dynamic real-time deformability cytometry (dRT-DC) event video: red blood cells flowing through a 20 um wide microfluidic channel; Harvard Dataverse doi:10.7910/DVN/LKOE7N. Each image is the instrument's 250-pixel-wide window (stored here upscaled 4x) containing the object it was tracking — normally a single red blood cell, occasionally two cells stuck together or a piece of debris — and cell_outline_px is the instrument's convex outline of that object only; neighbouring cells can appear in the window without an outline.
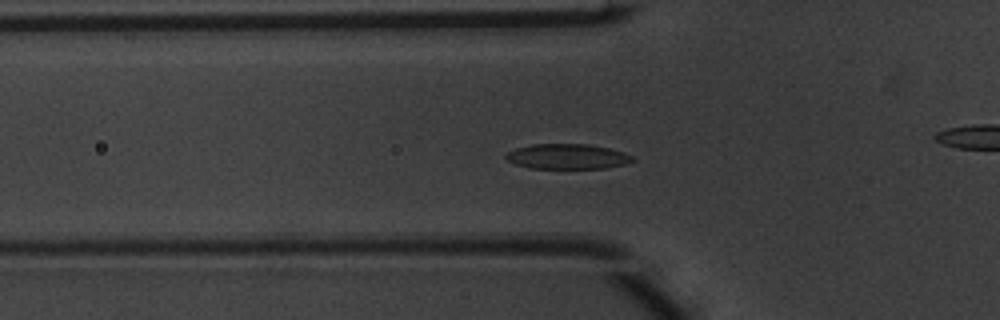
{"species": "common noctule bat (a hibernating species)", "species_latin": "Nyctalus noctula", "temperature_condition": "warm", "stored_images_in_passage": 51, "camera_frame_rate_fps": 3000, "um_per_image_px": 0.085, "animal": {"sex": "male", "body_mass_g": 20.1, "forearm_length_mm": 53.5}, "frame": {"image": 1, "passage_image": 17, "time_ms": 5.333, "image_size_px": [1000, 320], "cell_outline_px": [[636, 160], [624, 164], [604, 168], [528, 168], [516, 164], [508, 160], [504, 156], [508, 152], [516, 148], [532, 144], [588, 144], [608, 148], [624, 152], [632, 156]], "centroid_in_image_um": [48.22, 13.3], "position_along_channel_um": 77.6, "area_um2": 18.44}}
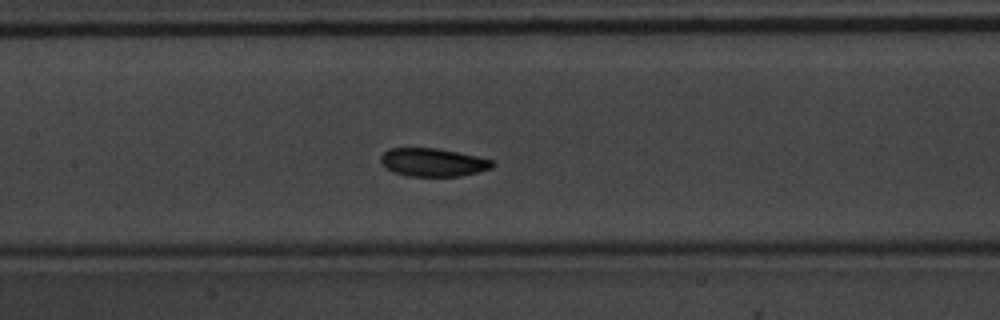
{"frame": {"image": 2, "passage_image": 24, "time_ms": 7.667, "image_size_px": [1000, 320], "cell_outline_px": [[496, 164], [492, 168], [460, 176], [408, 176], [392, 172], [380, 160], [380, 156], [388, 148], [440, 148], [476, 156], [492, 160]], "centroid_in_image_um": [36.81, 13.79], "position_along_channel_um": 170.6, "area_um2": 18.32}}
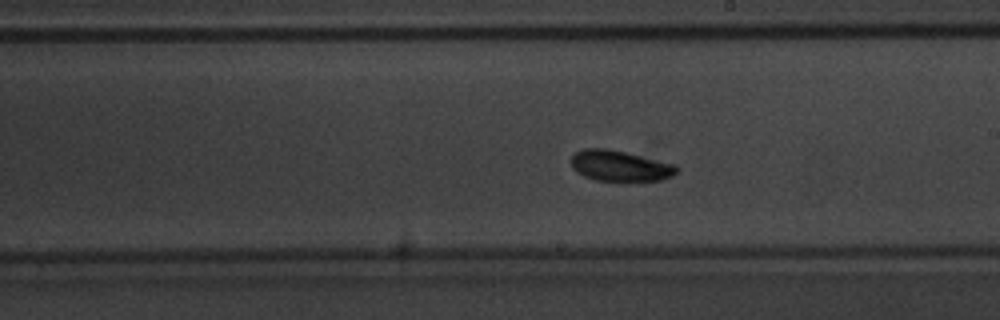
{"frame": {"image": 3, "passage_image": 29, "time_ms": 9.333, "image_size_px": [1000, 320], "cell_outline_px": [[680, 168], [672, 176], [660, 180], [628, 184], [624, 184], [596, 180], [584, 176], [576, 172], [572, 168], [572, 156], [576, 152], [584, 148], [608, 148], [676, 164]], "centroid_in_image_um": [52.73, 14.15], "position_along_channel_um": 236.3, "area_um2": 19.77}, "authors_computed_cell_mechanics": {"area_um2": 18.2648, "velocity_mm_per_s": 3.9511, "shape_relaxation_time_tau1_ms": 1.4492, "shape_relaxation_time_tau2_ms": 3.7439, "deformation_change_tau1": 0.0937, "deformation_change_tau2": 0.0717}}